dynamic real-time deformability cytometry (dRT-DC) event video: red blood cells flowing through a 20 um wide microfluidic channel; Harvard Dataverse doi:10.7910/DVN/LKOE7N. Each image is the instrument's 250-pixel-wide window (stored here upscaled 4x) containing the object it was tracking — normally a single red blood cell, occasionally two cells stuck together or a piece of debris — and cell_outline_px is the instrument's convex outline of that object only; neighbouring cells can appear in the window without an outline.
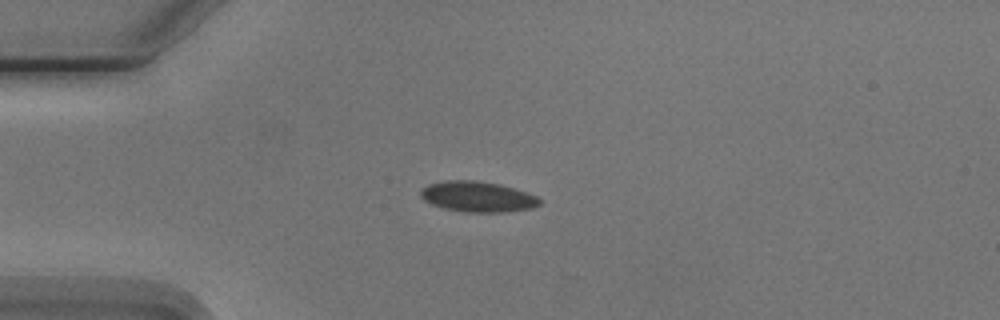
{"species": "Egyptian fruit bat (a non-hibernating species)", "species_latin": "Rousettus aegyptiacus", "temperature_condition": "cold", "stored_images_in_passage": 8, "camera_frame_rate_fps": 3000, "um_per_image_px": 0.085, "animal": {"sex": "male"}, "frame": {"image": 1, "passage_image": 3, "time_ms": 2.333, "image_size_px": [1000, 320], "cell_outline_px": [[540, 204], [532, 208], [504, 212], [464, 212], [444, 208], [432, 204], [424, 200], [420, 196], [420, 188], [428, 184], [444, 180], [476, 180], [500, 184], [536, 196], [540, 200]], "centroid_in_image_um": [40.54, 16.71], "position_along_channel_um": 44.5, "area_um2": 21.15}}
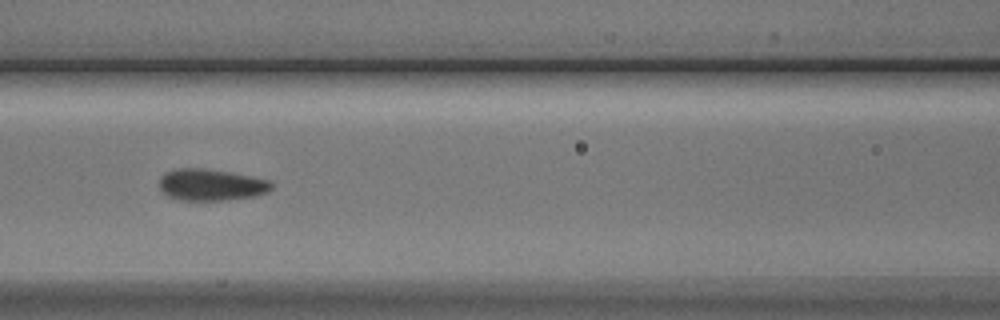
{"frame": {"image": 2, "passage_image": 6, "time_ms": 5.667, "image_size_px": [1000, 320], "cell_outline_px": [[272, 188], [268, 192], [252, 196], [228, 200], [176, 200], [160, 192], [160, 176], [168, 172], [180, 168], [200, 168], [228, 172], [268, 180], [272, 184]], "centroid_in_image_um": [17.9, 15.72], "position_along_channel_um": 148.7, "area_um2": 20.46}}
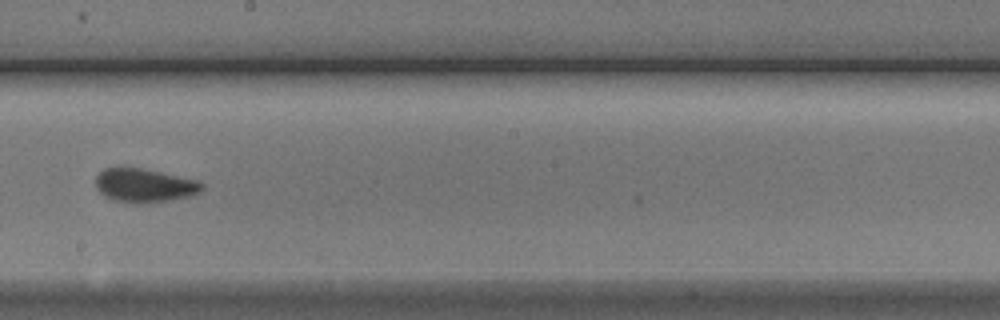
{"frame": {"image": 3, "passage_image": 8, "time_ms": 8.0, "image_size_px": [1000, 320], "cell_outline_px": [[204, 188], [200, 192], [192, 196], [168, 200], [140, 204], [136, 204], [112, 200], [104, 196], [96, 188], [96, 176], [104, 168], [116, 164], [120, 164], [200, 180], [204, 184]], "centroid_in_image_um": [12.25, 15.73], "position_along_channel_um": 236.0, "area_um2": 21.62}}